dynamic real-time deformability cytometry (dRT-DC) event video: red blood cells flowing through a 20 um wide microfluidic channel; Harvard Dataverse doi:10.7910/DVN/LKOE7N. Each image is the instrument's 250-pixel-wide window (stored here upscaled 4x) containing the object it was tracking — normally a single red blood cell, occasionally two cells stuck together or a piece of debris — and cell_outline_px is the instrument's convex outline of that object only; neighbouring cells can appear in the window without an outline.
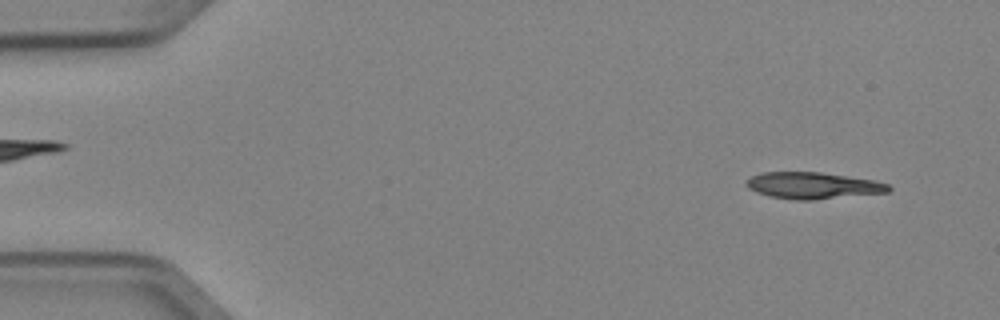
{"species": "Egyptian fruit bat (a non-hibernating species)", "species_latin": "Rousettus aegyptiacus", "temperature_condition": "cold", "stored_images_in_passage": 5, "segment_of_instrument_passage": [2, 2], "camera_frame_rate_fps": 3000, "um_per_image_px": 0.085, "animal": {"sex": "female"}, "frame": {"image": 1, "passage_image": 5, "time_ms": 1.333, "image_size_px": [1000, 320], "cell_outline_px": [[892, 188], [888, 192], [812, 200], [796, 200], [768, 196], [756, 192], [748, 188], [744, 184], [752, 176], [760, 172], [820, 172], [872, 180], [888, 184]], "centroid_in_image_um": [69.06, 15.77], "position_along_channel_um": 15.9, "area_um2": 21.91}}